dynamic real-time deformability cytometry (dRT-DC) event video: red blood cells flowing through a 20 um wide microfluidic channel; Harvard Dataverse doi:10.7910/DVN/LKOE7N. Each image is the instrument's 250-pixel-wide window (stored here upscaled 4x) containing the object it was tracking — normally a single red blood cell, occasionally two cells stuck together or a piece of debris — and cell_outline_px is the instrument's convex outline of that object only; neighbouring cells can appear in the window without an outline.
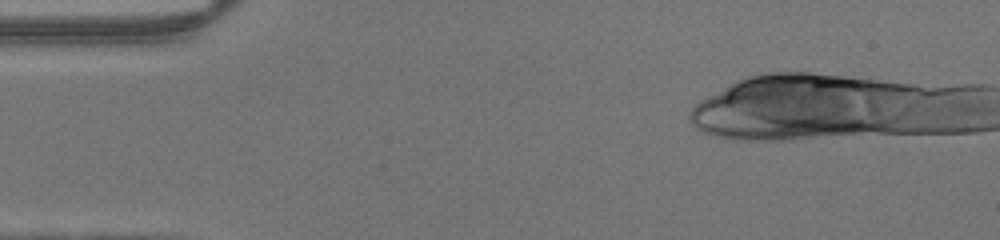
{"species": "human", "species_latin": "Homo sapiens", "temperature_condition": "warm", "stored_images_in_passage": 11, "segment_of_instrument_passage": [1, 2], "camera_frame_rate_fps": 3000, "um_per_image_px": 0.085, "donor": {"sex": "male"}, "frame": {"image": 1, "passage_image": 1, "time_ms": 0.0, "image_size_px": [1000, 240], "cell_outline_px": [[916, 88], [712, 104], [708, 104], [732, 88], [748, 80], [760, 76], [824, 76], [888, 84]], "centroid_in_image_um": [67.83, 7.49], "position_along_channel_um": 17.2, "area_um2": 21.85}}